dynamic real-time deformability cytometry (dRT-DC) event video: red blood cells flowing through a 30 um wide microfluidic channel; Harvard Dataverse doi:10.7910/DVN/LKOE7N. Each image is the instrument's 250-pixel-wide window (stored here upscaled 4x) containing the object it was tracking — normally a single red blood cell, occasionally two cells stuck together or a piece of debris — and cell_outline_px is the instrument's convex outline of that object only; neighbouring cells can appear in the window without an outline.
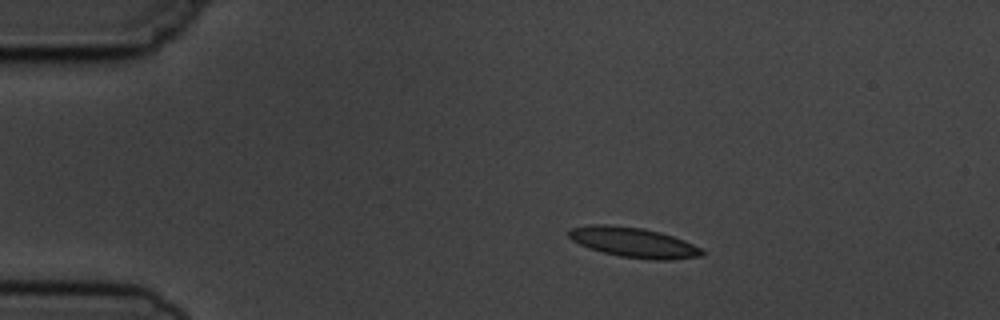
{"species": "common noctule bat (a hibernating species)", "species_latin": "Nyctalus noctula", "temperature_condition": "cold", "stored_images_in_passage": 6, "camera_frame_rate_fps": 3000, "um_per_image_px": 0.085, "animal": {"sex": "male", "body_mass_g": 19.5, "forearm_length_mm": 54.6}, "frame": {"image": 1, "passage_image": 2, "time_ms": 1.333, "image_size_px": [1000, 320], "cell_outline_px": [[704, 256], [672, 260], [652, 260], [620, 256], [588, 248], [572, 240], [568, 236], [568, 232], [572, 228], [588, 224], [608, 224], [644, 228], [660, 232], [684, 240], [704, 248]], "centroid_in_image_um": [53.9, 20.6], "position_along_channel_um": 31.1, "area_um2": 23.52}}
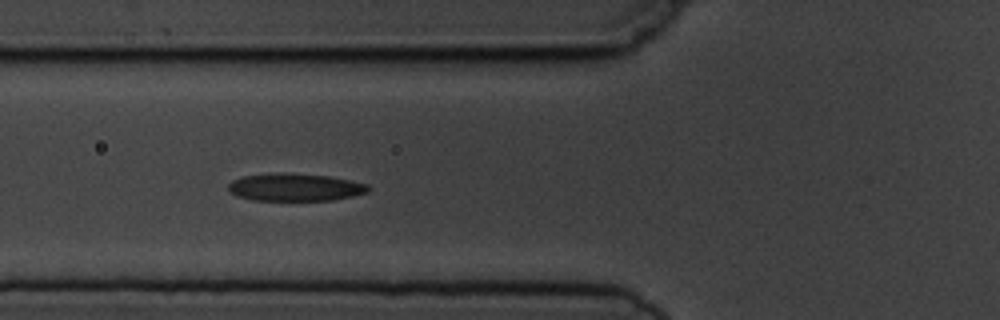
{"frame": {"image": 2, "passage_image": 5, "time_ms": 4.667, "image_size_px": [1000, 320], "cell_outline_px": [[372, 188], [368, 192], [352, 196], [332, 200], [252, 200], [236, 196], [228, 192], [228, 184], [232, 180], [240, 176], [280, 172], [288, 172], [328, 176], [368, 184]], "centroid_in_image_um": [25.04, 15.91], "position_along_channel_um": 100.8, "area_um2": 22.77}}
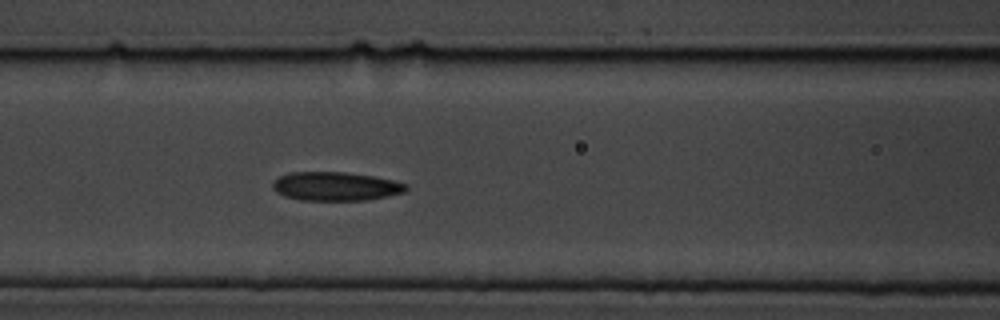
{"frame": {"image": 3, "passage_image": 6, "time_ms": 5.667, "image_size_px": [1000, 320], "cell_outline_px": [[408, 188], [404, 192], [388, 196], [364, 200], [300, 200], [284, 196], [276, 192], [272, 188], [272, 184], [280, 176], [288, 172], [344, 172], [372, 176], [392, 180], [408, 184]], "centroid_in_image_um": [28.52, 15.84], "position_along_channel_um": 138.1, "area_um2": 22.31}}